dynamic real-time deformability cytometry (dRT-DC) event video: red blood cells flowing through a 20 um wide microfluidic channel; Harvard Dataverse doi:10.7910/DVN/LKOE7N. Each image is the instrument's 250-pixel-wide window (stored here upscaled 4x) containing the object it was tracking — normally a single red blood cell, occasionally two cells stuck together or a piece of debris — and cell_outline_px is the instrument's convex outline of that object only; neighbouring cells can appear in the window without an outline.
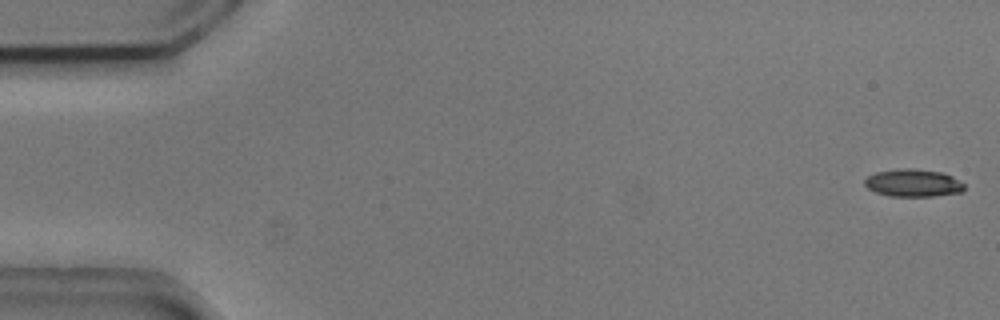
{"species": "common noctule bat (a hibernating species)", "species_latin": "Nyctalus noctula", "temperature_condition": "cold", "stored_images_in_passage": 34, "camera_frame_rate_fps": 3000, "um_per_image_px": 0.085, "animal": {"sex": "male", "body_mass_g": 20.5, "forearm_length_mm": 52.5}, "frame": {"image": 1, "passage_image": 1, "time_ms": 0.0, "image_size_px": [1000, 320], "cell_outline_px": [[964, 192], [932, 196], [888, 196], [876, 192], [868, 188], [864, 184], [864, 180], [868, 176], [876, 172], [900, 168], [912, 168], [944, 172], [952, 176], [964, 184]], "centroid_in_image_um": [77.63, 15.54], "position_along_channel_um": 7.4, "area_um2": 16.13}}
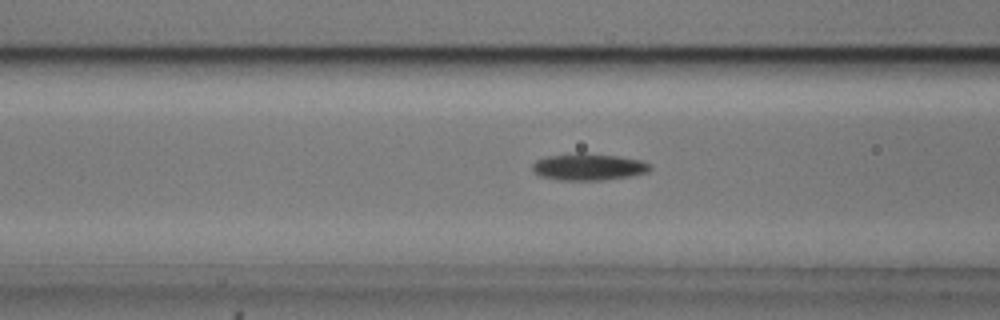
{"frame": {"image": 2, "passage_image": 21, "time_ms": 6.667, "image_size_px": [1000, 320], "cell_outline_px": [[652, 168], [648, 172], [628, 176], [600, 180], [560, 180], [540, 176], [532, 168], [532, 164], [536, 160], [544, 156], [580, 152], [616, 156], [640, 160], [652, 164]], "centroid_in_image_um": [50.01, 14.17], "position_along_channel_um": 116.6, "area_um2": 18.38}}
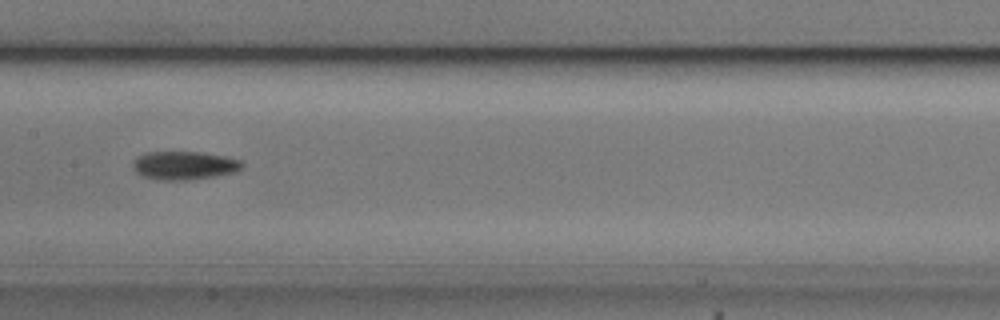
{"frame": {"image": 3, "passage_image": 27, "time_ms": 8.667, "image_size_px": [1000, 320], "cell_outline_px": [[244, 168], [236, 172], [216, 176], [188, 180], [160, 180], [144, 176], [136, 172], [132, 168], [132, 164], [144, 152], [200, 152], [224, 156], [240, 160], [244, 164]], "centroid_in_image_um": [15.7, 14.07], "position_along_channel_um": 191.7, "area_um2": 18.09}}